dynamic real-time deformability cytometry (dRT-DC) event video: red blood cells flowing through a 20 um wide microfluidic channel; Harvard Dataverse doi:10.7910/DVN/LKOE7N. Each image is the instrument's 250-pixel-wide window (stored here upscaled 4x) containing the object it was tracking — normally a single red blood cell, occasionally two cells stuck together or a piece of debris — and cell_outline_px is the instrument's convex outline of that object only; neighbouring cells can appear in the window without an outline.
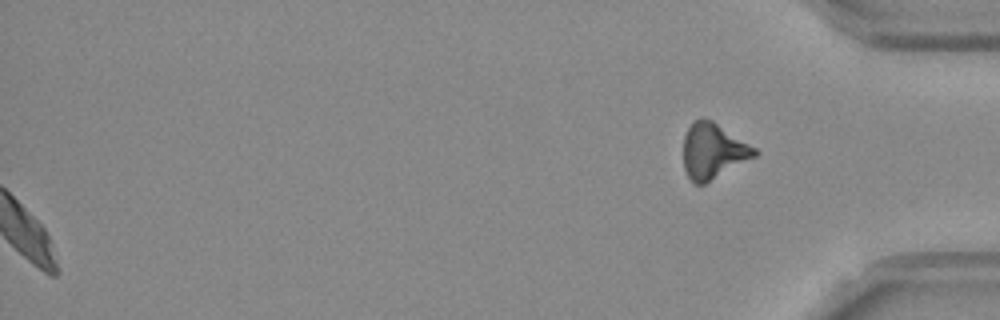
{"species": "Egyptian fruit bat (a non-hibernating species)", "species_latin": "Rousettus aegyptiacus", "temperature_condition": "room temperature", "stored_images_in_passage": 44, "camera_frame_rate_fps": 3000, "um_per_image_px": 0.085, "frame": {"image": 1, "passage_image": 44, "time_ms": 14.333, "image_size_px": [1000, 320], "cell_outline_px": [[760, 152], [756, 156], [704, 184], [696, 184], [688, 176], [684, 168], [684, 136], [692, 120], [700, 116], [712, 120], [756, 148]], "centroid_in_image_um": [60.61, 12.8], "position_along_channel_um": 374.6, "area_um2": 22.95}, "authors_computed_cell_mechanics": {"area_um2": 22.6287, "velocity_mm_per_s": 3.7089, "shape_relaxation_time_tau1_ms": 10.2796, "shape_relaxation_time_tau2_ms": null, "deformation_change_tau1": 0.1711, "deformation_change_tau2": null}}